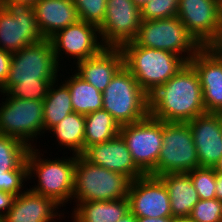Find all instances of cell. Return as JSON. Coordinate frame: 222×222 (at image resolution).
<instances>
[{"label":"cell","mask_w":222,"mask_h":222,"mask_svg":"<svg viewBox=\"0 0 222 222\" xmlns=\"http://www.w3.org/2000/svg\"><path fill=\"white\" fill-rule=\"evenodd\" d=\"M59 67L49 39L30 44L12 53L9 73L0 92L19 99L44 101L51 83L58 78Z\"/></svg>","instance_id":"obj_1"},{"label":"cell","mask_w":222,"mask_h":222,"mask_svg":"<svg viewBox=\"0 0 222 222\" xmlns=\"http://www.w3.org/2000/svg\"><path fill=\"white\" fill-rule=\"evenodd\" d=\"M205 112L200 80L189 62L149 95V115L157 120L187 123Z\"/></svg>","instance_id":"obj_2"},{"label":"cell","mask_w":222,"mask_h":222,"mask_svg":"<svg viewBox=\"0 0 222 222\" xmlns=\"http://www.w3.org/2000/svg\"><path fill=\"white\" fill-rule=\"evenodd\" d=\"M121 50L124 66L148 95L165 84L186 63L172 52L141 47L134 41L124 44Z\"/></svg>","instance_id":"obj_3"},{"label":"cell","mask_w":222,"mask_h":222,"mask_svg":"<svg viewBox=\"0 0 222 222\" xmlns=\"http://www.w3.org/2000/svg\"><path fill=\"white\" fill-rule=\"evenodd\" d=\"M39 154V149L31 147L26 156L28 179L38 177L37 185L30 190L52 198L63 207L73 199L76 155L48 160L41 157L42 153Z\"/></svg>","instance_id":"obj_4"},{"label":"cell","mask_w":222,"mask_h":222,"mask_svg":"<svg viewBox=\"0 0 222 222\" xmlns=\"http://www.w3.org/2000/svg\"><path fill=\"white\" fill-rule=\"evenodd\" d=\"M103 110L119 126L139 122L149 116V95L123 65L102 92Z\"/></svg>","instance_id":"obj_5"},{"label":"cell","mask_w":222,"mask_h":222,"mask_svg":"<svg viewBox=\"0 0 222 222\" xmlns=\"http://www.w3.org/2000/svg\"><path fill=\"white\" fill-rule=\"evenodd\" d=\"M131 180L76 155L73 198L79 202L113 201L127 198Z\"/></svg>","instance_id":"obj_6"},{"label":"cell","mask_w":222,"mask_h":222,"mask_svg":"<svg viewBox=\"0 0 222 222\" xmlns=\"http://www.w3.org/2000/svg\"><path fill=\"white\" fill-rule=\"evenodd\" d=\"M134 42L141 47L172 52L186 62L202 48L177 16L142 20Z\"/></svg>","instance_id":"obj_7"},{"label":"cell","mask_w":222,"mask_h":222,"mask_svg":"<svg viewBox=\"0 0 222 222\" xmlns=\"http://www.w3.org/2000/svg\"><path fill=\"white\" fill-rule=\"evenodd\" d=\"M196 146L188 123L163 121V144L156 168L149 174L189 173L198 168Z\"/></svg>","instance_id":"obj_8"},{"label":"cell","mask_w":222,"mask_h":222,"mask_svg":"<svg viewBox=\"0 0 222 222\" xmlns=\"http://www.w3.org/2000/svg\"><path fill=\"white\" fill-rule=\"evenodd\" d=\"M0 104V134L15 137L29 148L44 133L43 101L25 100L4 93ZM6 96V98H5ZM31 141V142H30Z\"/></svg>","instance_id":"obj_9"},{"label":"cell","mask_w":222,"mask_h":222,"mask_svg":"<svg viewBox=\"0 0 222 222\" xmlns=\"http://www.w3.org/2000/svg\"><path fill=\"white\" fill-rule=\"evenodd\" d=\"M119 135L136 166L145 175L150 174L157 166L163 144V121L149 115L139 122L120 126Z\"/></svg>","instance_id":"obj_10"},{"label":"cell","mask_w":222,"mask_h":222,"mask_svg":"<svg viewBox=\"0 0 222 222\" xmlns=\"http://www.w3.org/2000/svg\"><path fill=\"white\" fill-rule=\"evenodd\" d=\"M141 23V8L133 0H107L100 41L104 47L121 48L135 40Z\"/></svg>","instance_id":"obj_11"},{"label":"cell","mask_w":222,"mask_h":222,"mask_svg":"<svg viewBox=\"0 0 222 222\" xmlns=\"http://www.w3.org/2000/svg\"><path fill=\"white\" fill-rule=\"evenodd\" d=\"M43 39L33 7L0 3V49L15 53Z\"/></svg>","instance_id":"obj_12"},{"label":"cell","mask_w":222,"mask_h":222,"mask_svg":"<svg viewBox=\"0 0 222 222\" xmlns=\"http://www.w3.org/2000/svg\"><path fill=\"white\" fill-rule=\"evenodd\" d=\"M98 35V36H97ZM57 63L65 53L72 56L73 64L97 55L104 46L100 40L99 28L91 23L78 21L59 30L49 38ZM61 53V54H60Z\"/></svg>","instance_id":"obj_13"},{"label":"cell","mask_w":222,"mask_h":222,"mask_svg":"<svg viewBox=\"0 0 222 222\" xmlns=\"http://www.w3.org/2000/svg\"><path fill=\"white\" fill-rule=\"evenodd\" d=\"M127 199L136 217H173L167 187L157 176L148 174L131 181Z\"/></svg>","instance_id":"obj_14"},{"label":"cell","mask_w":222,"mask_h":222,"mask_svg":"<svg viewBox=\"0 0 222 222\" xmlns=\"http://www.w3.org/2000/svg\"><path fill=\"white\" fill-rule=\"evenodd\" d=\"M200 167H214L222 157V114L205 112L187 122Z\"/></svg>","instance_id":"obj_15"},{"label":"cell","mask_w":222,"mask_h":222,"mask_svg":"<svg viewBox=\"0 0 222 222\" xmlns=\"http://www.w3.org/2000/svg\"><path fill=\"white\" fill-rule=\"evenodd\" d=\"M221 0H179L177 17L202 46L221 20Z\"/></svg>","instance_id":"obj_16"},{"label":"cell","mask_w":222,"mask_h":222,"mask_svg":"<svg viewBox=\"0 0 222 222\" xmlns=\"http://www.w3.org/2000/svg\"><path fill=\"white\" fill-rule=\"evenodd\" d=\"M82 156L88 162L121 173L131 181L145 175L134 163L131 153L120 135L106 142L90 145Z\"/></svg>","instance_id":"obj_17"},{"label":"cell","mask_w":222,"mask_h":222,"mask_svg":"<svg viewBox=\"0 0 222 222\" xmlns=\"http://www.w3.org/2000/svg\"><path fill=\"white\" fill-rule=\"evenodd\" d=\"M189 63L198 74L206 112L222 114V57L201 48Z\"/></svg>","instance_id":"obj_18"},{"label":"cell","mask_w":222,"mask_h":222,"mask_svg":"<svg viewBox=\"0 0 222 222\" xmlns=\"http://www.w3.org/2000/svg\"><path fill=\"white\" fill-rule=\"evenodd\" d=\"M59 207L52 198L27 189L15 196L12 207L0 222H53L54 218L58 220L64 216V213H58Z\"/></svg>","instance_id":"obj_19"},{"label":"cell","mask_w":222,"mask_h":222,"mask_svg":"<svg viewBox=\"0 0 222 222\" xmlns=\"http://www.w3.org/2000/svg\"><path fill=\"white\" fill-rule=\"evenodd\" d=\"M75 64L74 72L103 92L113 76L124 65V56L121 48L104 47L97 55Z\"/></svg>","instance_id":"obj_20"},{"label":"cell","mask_w":222,"mask_h":222,"mask_svg":"<svg viewBox=\"0 0 222 222\" xmlns=\"http://www.w3.org/2000/svg\"><path fill=\"white\" fill-rule=\"evenodd\" d=\"M36 22L44 39L79 21L72 0H39L33 6Z\"/></svg>","instance_id":"obj_21"},{"label":"cell","mask_w":222,"mask_h":222,"mask_svg":"<svg viewBox=\"0 0 222 222\" xmlns=\"http://www.w3.org/2000/svg\"><path fill=\"white\" fill-rule=\"evenodd\" d=\"M167 187L173 217L189 216L199 195L188 173H169L158 176Z\"/></svg>","instance_id":"obj_22"},{"label":"cell","mask_w":222,"mask_h":222,"mask_svg":"<svg viewBox=\"0 0 222 222\" xmlns=\"http://www.w3.org/2000/svg\"><path fill=\"white\" fill-rule=\"evenodd\" d=\"M73 210V222H117L130 211L127 198L79 202Z\"/></svg>","instance_id":"obj_23"},{"label":"cell","mask_w":222,"mask_h":222,"mask_svg":"<svg viewBox=\"0 0 222 222\" xmlns=\"http://www.w3.org/2000/svg\"><path fill=\"white\" fill-rule=\"evenodd\" d=\"M58 81L57 79L51 83L48 94L43 101L44 132L50 131L67 115L74 112L68 86L64 81L59 85Z\"/></svg>","instance_id":"obj_24"},{"label":"cell","mask_w":222,"mask_h":222,"mask_svg":"<svg viewBox=\"0 0 222 222\" xmlns=\"http://www.w3.org/2000/svg\"><path fill=\"white\" fill-rule=\"evenodd\" d=\"M68 78L64 83L69 88L74 112L86 115L103 108L102 92L76 73Z\"/></svg>","instance_id":"obj_25"},{"label":"cell","mask_w":222,"mask_h":222,"mask_svg":"<svg viewBox=\"0 0 222 222\" xmlns=\"http://www.w3.org/2000/svg\"><path fill=\"white\" fill-rule=\"evenodd\" d=\"M54 134L59 146L69 148L74 155H82L84 152L85 115L72 112L58 125L54 126L50 133Z\"/></svg>","instance_id":"obj_26"},{"label":"cell","mask_w":222,"mask_h":222,"mask_svg":"<svg viewBox=\"0 0 222 222\" xmlns=\"http://www.w3.org/2000/svg\"><path fill=\"white\" fill-rule=\"evenodd\" d=\"M120 126L106 110L85 115L84 151L93 144L106 142L119 135Z\"/></svg>","instance_id":"obj_27"},{"label":"cell","mask_w":222,"mask_h":222,"mask_svg":"<svg viewBox=\"0 0 222 222\" xmlns=\"http://www.w3.org/2000/svg\"><path fill=\"white\" fill-rule=\"evenodd\" d=\"M28 150L21 140L0 134V176H8L9 170H15L26 159Z\"/></svg>","instance_id":"obj_28"},{"label":"cell","mask_w":222,"mask_h":222,"mask_svg":"<svg viewBox=\"0 0 222 222\" xmlns=\"http://www.w3.org/2000/svg\"><path fill=\"white\" fill-rule=\"evenodd\" d=\"M188 174L201 200L216 198V172L213 167H198Z\"/></svg>","instance_id":"obj_29"},{"label":"cell","mask_w":222,"mask_h":222,"mask_svg":"<svg viewBox=\"0 0 222 222\" xmlns=\"http://www.w3.org/2000/svg\"><path fill=\"white\" fill-rule=\"evenodd\" d=\"M80 21L99 27L106 15L107 0H72Z\"/></svg>","instance_id":"obj_30"},{"label":"cell","mask_w":222,"mask_h":222,"mask_svg":"<svg viewBox=\"0 0 222 222\" xmlns=\"http://www.w3.org/2000/svg\"><path fill=\"white\" fill-rule=\"evenodd\" d=\"M179 0H150L141 7L142 20H159L177 16Z\"/></svg>","instance_id":"obj_31"},{"label":"cell","mask_w":222,"mask_h":222,"mask_svg":"<svg viewBox=\"0 0 222 222\" xmlns=\"http://www.w3.org/2000/svg\"><path fill=\"white\" fill-rule=\"evenodd\" d=\"M189 217L196 222H222V201L216 198L199 199Z\"/></svg>","instance_id":"obj_32"},{"label":"cell","mask_w":222,"mask_h":222,"mask_svg":"<svg viewBox=\"0 0 222 222\" xmlns=\"http://www.w3.org/2000/svg\"><path fill=\"white\" fill-rule=\"evenodd\" d=\"M27 180L28 166L25 159L15 170H9L8 176H0V190L18 196L24 192L22 190Z\"/></svg>","instance_id":"obj_33"},{"label":"cell","mask_w":222,"mask_h":222,"mask_svg":"<svg viewBox=\"0 0 222 222\" xmlns=\"http://www.w3.org/2000/svg\"><path fill=\"white\" fill-rule=\"evenodd\" d=\"M202 49L210 55L222 57V19L213 34L202 45Z\"/></svg>","instance_id":"obj_34"},{"label":"cell","mask_w":222,"mask_h":222,"mask_svg":"<svg viewBox=\"0 0 222 222\" xmlns=\"http://www.w3.org/2000/svg\"><path fill=\"white\" fill-rule=\"evenodd\" d=\"M12 59V53L0 49V87L5 83Z\"/></svg>","instance_id":"obj_35"},{"label":"cell","mask_w":222,"mask_h":222,"mask_svg":"<svg viewBox=\"0 0 222 222\" xmlns=\"http://www.w3.org/2000/svg\"><path fill=\"white\" fill-rule=\"evenodd\" d=\"M15 195L0 190V220L12 207Z\"/></svg>","instance_id":"obj_36"},{"label":"cell","mask_w":222,"mask_h":222,"mask_svg":"<svg viewBox=\"0 0 222 222\" xmlns=\"http://www.w3.org/2000/svg\"><path fill=\"white\" fill-rule=\"evenodd\" d=\"M39 0H0L3 6L33 7Z\"/></svg>","instance_id":"obj_37"},{"label":"cell","mask_w":222,"mask_h":222,"mask_svg":"<svg viewBox=\"0 0 222 222\" xmlns=\"http://www.w3.org/2000/svg\"><path fill=\"white\" fill-rule=\"evenodd\" d=\"M137 222H172V217H161V218L137 217Z\"/></svg>","instance_id":"obj_38"},{"label":"cell","mask_w":222,"mask_h":222,"mask_svg":"<svg viewBox=\"0 0 222 222\" xmlns=\"http://www.w3.org/2000/svg\"><path fill=\"white\" fill-rule=\"evenodd\" d=\"M216 199L222 201V174L216 173Z\"/></svg>","instance_id":"obj_39"},{"label":"cell","mask_w":222,"mask_h":222,"mask_svg":"<svg viewBox=\"0 0 222 222\" xmlns=\"http://www.w3.org/2000/svg\"><path fill=\"white\" fill-rule=\"evenodd\" d=\"M117 222H137V217L129 211L122 218H120Z\"/></svg>","instance_id":"obj_40"},{"label":"cell","mask_w":222,"mask_h":222,"mask_svg":"<svg viewBox=\"0 0 222 222\" xmlns=\"http://www.w3.org/2000/svg\"><path fill=\"white\" fill-rule=\"evenodd\" d=\"M172 222H196L189 216L172 217Z\"/></svg>","instance_id":"obj_41"},{"label":"cell","mask_w":222,"mask_h":222,"mask_svg":"<svg viewBox=\"0 0 222 222\" xmlns=\"http://www.w3.org/2000/svg\"><path fill=\"white\" fill-rule=\"evenodd\" d=\"M213 169L216 173H221L222 174V157L218 160V162L215 164Z\"/></svg>","instance_id":"obj_42"},{"label":"cell","mask_w":222,"mask_h":222,"mask_svg":"<svg viewBox=\"0 0 222 222\" xmlns=\"http://www.w3.org/2000/svg\"><path fill=\"white\" fill-rule=\"evenodd\" d=\"M148 1L150 0H133V2L140 8L144 6Z\"/></svg>","instance_id":"obj_43"}]
</instances>
